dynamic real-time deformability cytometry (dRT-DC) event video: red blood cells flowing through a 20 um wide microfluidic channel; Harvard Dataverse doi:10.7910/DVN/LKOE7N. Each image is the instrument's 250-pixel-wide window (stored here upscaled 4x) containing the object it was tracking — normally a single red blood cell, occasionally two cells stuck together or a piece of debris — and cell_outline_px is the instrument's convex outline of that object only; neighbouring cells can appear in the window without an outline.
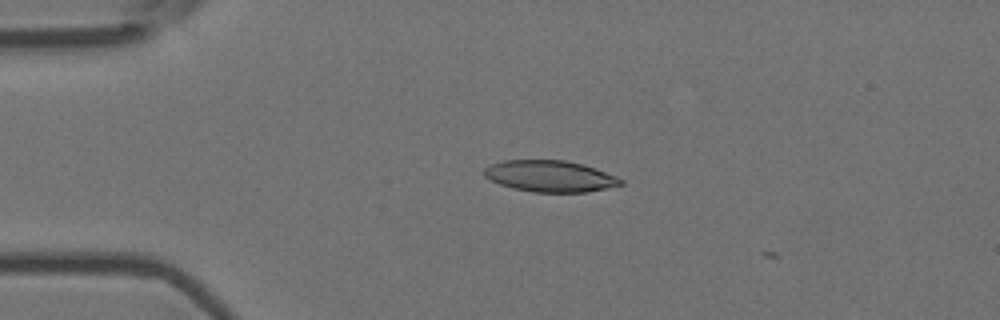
{"species": "Egyptian fruit bat (a non-hibernating species)", "species_latin": "Rousettus aegyptiacus", "temperature_condition": "room temperature", "stored_images_in_passage": 2, "camera_frame_rate_fps": 3000, "um_per_image_px": 0.085, "animal": {"sex": "female"}, "frame": {"image": 1, "passage_image": 1, "time_ms": 0.0, "image_size_px": [1000, 320], "cell_outline_px": [[624, 184], [608, 188], [584, 192], [532, 192], [512, 188], [500, 184], [484, 176], [484, 168], [492, 164], [504, 160], [564, 160], [584, 164], [596, 168], [616, 176], [624, 180]], "centroid_in_image_um": [46.78, 14.97], "position_along_channel_um": 38.2, "area_um2": 25.03}}